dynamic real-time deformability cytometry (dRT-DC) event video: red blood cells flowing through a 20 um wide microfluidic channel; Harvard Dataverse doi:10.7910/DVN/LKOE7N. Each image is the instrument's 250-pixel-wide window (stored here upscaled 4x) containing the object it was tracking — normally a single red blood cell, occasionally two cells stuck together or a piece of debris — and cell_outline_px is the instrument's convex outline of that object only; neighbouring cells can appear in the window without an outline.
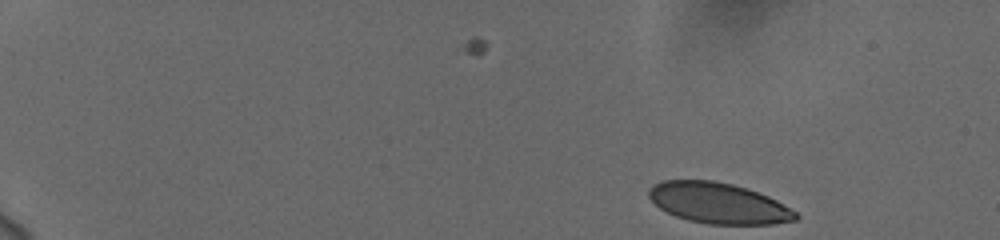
{"species": "human", "species_latin": "Homo sapiens", "temperature_condition": "cold", "stored_images_in_passage": 3, "camera_frame_rate_fps": 3000, "um_per_image_px": 0.085, "donor": {"sex": "female"}, "frame": {"image": 1, "passage_image": 3, "time_ms": 0.667, "image_size_px": [1000, 240], "cell_outline_px": [[800, 216], [796, 220], [772, 224], [708, 224], [688, 220], [676, 216], [660, 208], [648, 196], [648, 188], [652, 184], [664, 180], [712, 180], [732, 184], [768, 196], [776, 200], [796, 212]], "centroid_in_image_um": [61.04, 17.26], "position_along_channel_um": 24.0, "area_um2": 34.68}}